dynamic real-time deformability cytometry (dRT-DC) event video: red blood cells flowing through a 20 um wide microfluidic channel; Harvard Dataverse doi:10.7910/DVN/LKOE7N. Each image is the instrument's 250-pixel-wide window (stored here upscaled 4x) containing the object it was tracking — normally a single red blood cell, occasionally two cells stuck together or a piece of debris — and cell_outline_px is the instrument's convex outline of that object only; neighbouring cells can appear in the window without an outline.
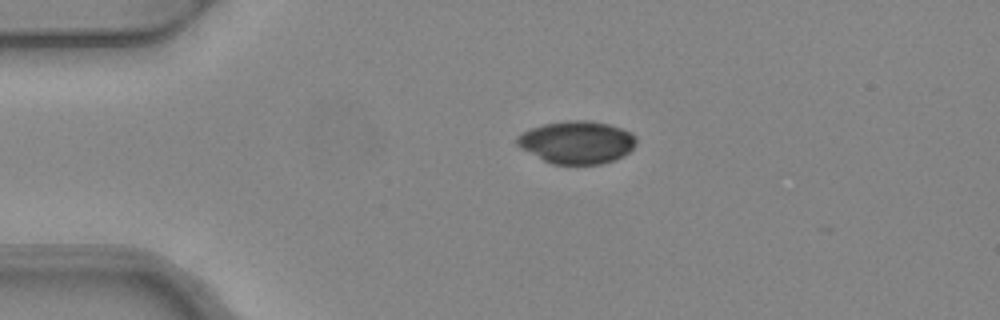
{"species": "common noctule bat (a hibernating species)", "species_latin": "Nyctalus noctula", "temperature_condition": "warm", "stored_images_in_passage": 4, "camera_frame_rate_fps": 3000, "um_per_image_px": 0.085, "animal": {"sex": "female", "body_mass_g": 24.6, "forearm_length_mm": 56.2}, "frame": {"image": 1, "passage_image": 3, "time_ms": 0.667, "image_size_px": [1000, 320], "cell_outline_px": [[636, 144], [624, 156], [600, 164], [552, 164], [520, 148], [516, 144], [516, 136], [532, 128], [544, 124], [564, 120], [588, 120], [608, 124], [632, 132], [636, 136]], "centroid_in_image_um": [49.03, 12.09], "position_along_channel_um": 36.0, "area_um2": 29.59}}
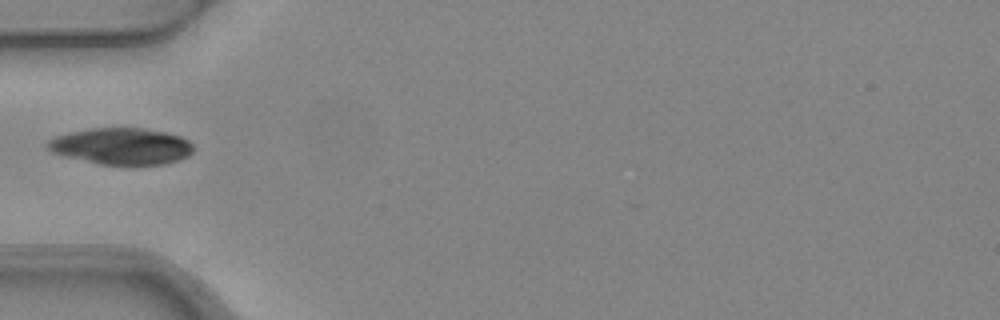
{"frame": {"image": 2, "passage_image": 4, "time_ms": 1.0, "image_size_px": [1000, 320], "cell_outline_px": [[192, 152], [188, 156], [180, 160], [164, 164], [100, 164], [64, 156], [52, 152], [44, 148], [44, 144], [48, 140], [56, 136], [68, 132], [88, 128], [144, 128], [164, 132], [180, 136], [188, 140], [192, 144]], "centroid_in_image_um": [10.27, 12.42], "position_along_channel_um": 74.7, "area_um2": 31.15}}